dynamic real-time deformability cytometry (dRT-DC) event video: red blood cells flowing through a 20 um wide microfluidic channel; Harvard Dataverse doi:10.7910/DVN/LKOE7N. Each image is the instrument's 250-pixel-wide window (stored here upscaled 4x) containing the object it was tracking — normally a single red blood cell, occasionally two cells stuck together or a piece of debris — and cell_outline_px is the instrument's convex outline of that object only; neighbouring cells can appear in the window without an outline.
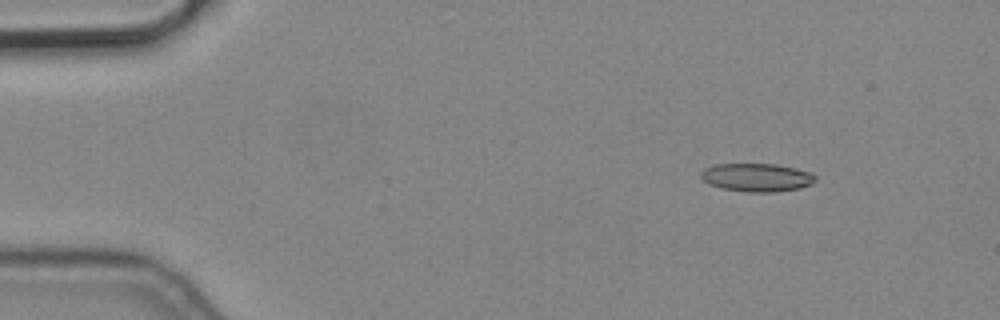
{"species": "common noctule bat (a hibernating species)", "species_latin": "Nyctalus noctula", "temperature_condition": "cold", "stored_images_in_passage": 3, "camera_frame_rate_fps": 3000, "um_per_image_px": 0.085, "animal": {"sex": "male", "body_mass_g": 19.2, "forearm_length_mm": 51.8}, "frame": {"image": 1, "passage_image": 1, "time_ms": 0.0, "image_size_px": [1000, 320], "cell_outline_px": [[816, 180], [812, 184], [800, 188], [776, 192], [748, 192], [724, 188], [708, 184], [700, 176], [700, 172], [704, 168], [716, 164], [776, 164], [796, 168], [812, 172], [816, 176]], "centroid_in_image_um": [64.36, 15.08], "position_along_channel_um": 20.6, "area_um2": 18.96}}